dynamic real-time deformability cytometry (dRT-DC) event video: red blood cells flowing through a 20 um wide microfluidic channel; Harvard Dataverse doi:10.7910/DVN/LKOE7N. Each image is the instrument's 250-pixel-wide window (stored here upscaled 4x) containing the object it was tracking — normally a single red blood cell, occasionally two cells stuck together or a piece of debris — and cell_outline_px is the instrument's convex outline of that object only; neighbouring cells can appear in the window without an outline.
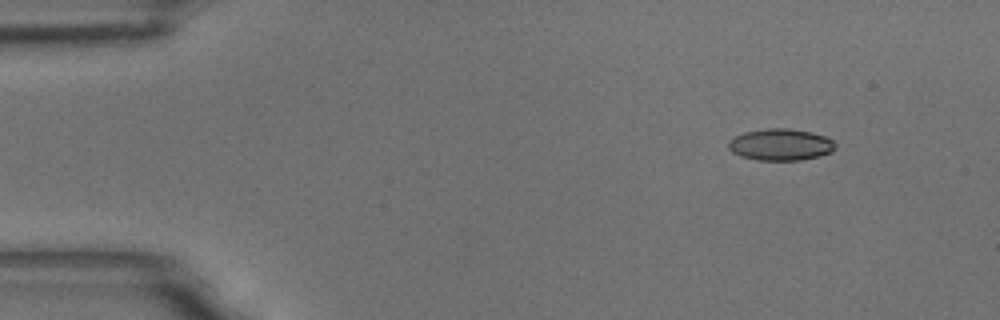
{"species": "common noctule bat (a hibernating species)", "species_latin": "Nyctalus noctula", "temperature_condition": "room temperature", "stored_images_in_passage": 51, "camera_frame_rate_fps": 3000, "um_per_image_px": 0.085, "animal": {"sex": "male", "body_mass_g": 18.8}, "frame": {"image": 1, "passage_image": 1, "time_ms": 0.0, "image_size_px": [1000, 320], "cell_outline_px": [[836, 148], [832, 152], [820, 156], [800, 160], [756, 160], [740, 156], [732, 152], [728, 148], [728, 140], [744, 132], [768, 128], [788, 128], [812, 132], [824, 136], [832, 140], [836, 144]], "centroid_in_image_um": [66.35, 12.29], "position_along_channel_um": 18.6, "area_um2": 19.88}}
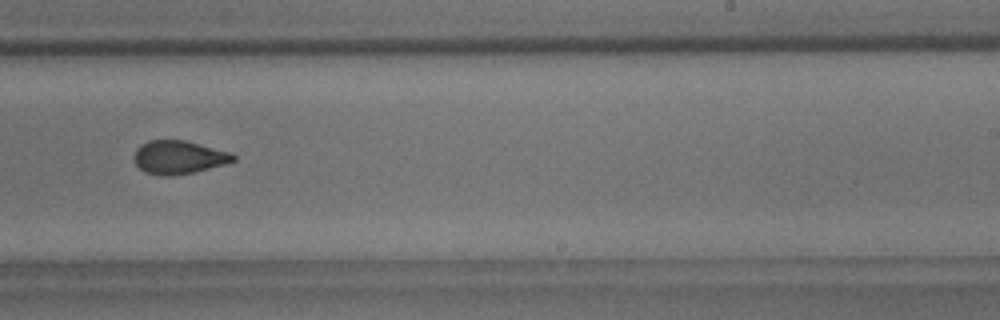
{"frame": {"image": 2, "passage_image": 30, "time_ms": 9.667, "image_size_px": [1000, 320], "cell_outline_px": [[236, 160], [224, 164], [192, 172], [168, 176], [160, 176], [144, 172], [136, 164], [132, 156], [136, 148], [140, 144], [148, 140], [188, 140], [232, 152], [236, 156]], "centroid_in_image_um": [15.17, 13.35], "position_along_channel_um": 273.8, "area_um2": 19.54}}
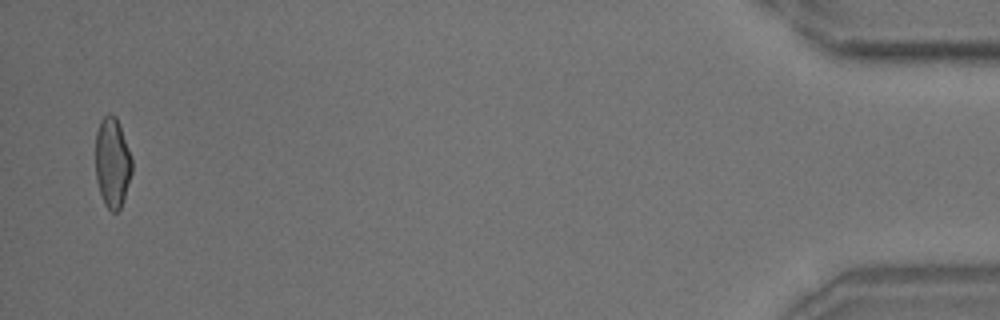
{"frame": {"image": 3, "passage_image": 50, "time_ms": 16.333, "image_size_px": [1000, 320], "cell_outline_px": [[132, 172], [120, 208], [116, 212], [112, 212], [104, 204], [96, 180], [96, 132], [100, 120], [108, 112], [116, 116], [120, 124], [132, 160]], "centroid_in_image_um": [9.54, 13.78], "position_along_channel_um": 425.7, "area_um2": 19.07}, "authors_computed_cell_mechanics": {"area_um2": 19.7098, "velocity_mm_per_s": 3.5767, "shape_relaxation_time_tau1_ms": 7.9208, "shape_relaxation_time_tau2_ms": 1.5075, "deformation_change_tau1": 0.1821, "deformation_change_tau2": 0.0735}}